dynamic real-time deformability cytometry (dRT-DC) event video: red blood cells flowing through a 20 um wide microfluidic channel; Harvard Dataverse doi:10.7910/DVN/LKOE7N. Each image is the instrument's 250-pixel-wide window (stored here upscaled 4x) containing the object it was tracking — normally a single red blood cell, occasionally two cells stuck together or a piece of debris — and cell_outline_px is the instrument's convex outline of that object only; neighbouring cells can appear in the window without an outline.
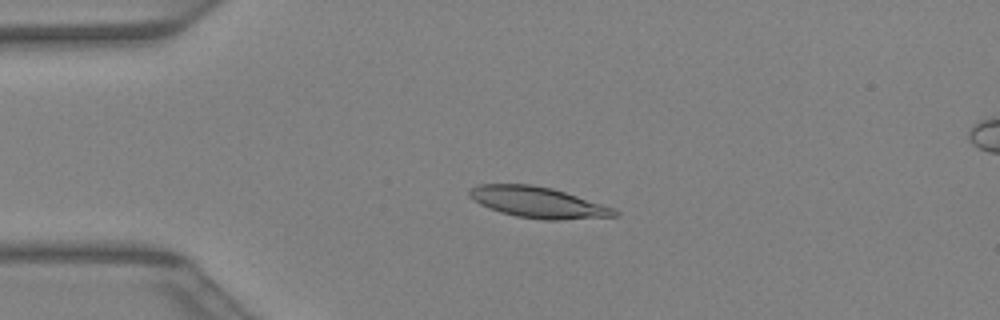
{"species": "Egyptian fruit bat (a non-hibernating species)", "species_latin": "Rousettus aegyptiacus", "temperature_condition": "warm", "stored_images_in_passage": 41, "camera_frame_rate_fps": 3000, "um_per_image_px": 0.085, "animal": {"sex": "female"}, "frame": {"image": 1, "passage_image": 10, "time_ms": 3.0, "image_size_px": [1000, 320], "cell_outline_px": [[620, 216], [560, 220], [544, 220], [516, 216], [500, 212], [480, 204], [472, 200], [468, 196], [468, 188], [476, 184], [532, 184], [552, 188], [612, 208], [620, 212]], "centroid_in_image_um": [45.67, 17.2], "position_along_channel_um": 39.3, "area_um2": 26.18}}
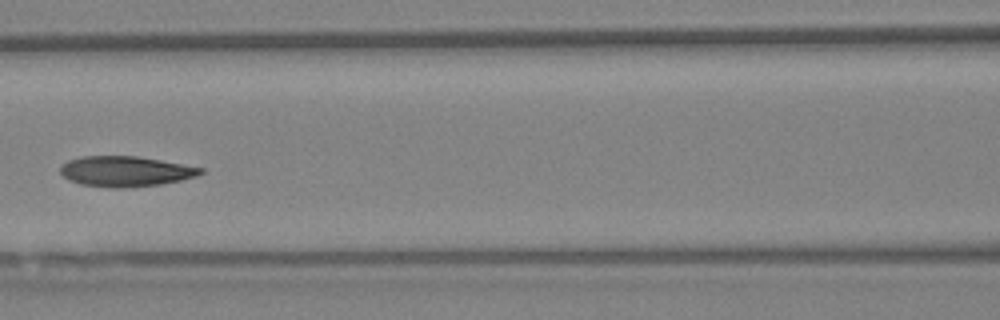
{"frame": {"image": 2, "passage_image": 19, "time_ms": 6.0, "image_size_px": [1000, 320], "cell_outline_px": [[204, 172], [196, 176], [180, 180], [160, 184], [124, 188], [112, 188], [80, 184], [68, 180], [60, 172], [60, 168], [68, 160], [80, 156], [136, 156], [160, 160], [204, 168]], "centroid_in_image_um": [10.65, 14.56], "position_along_channel_um": 156.0, "area_um2": 24.74}}
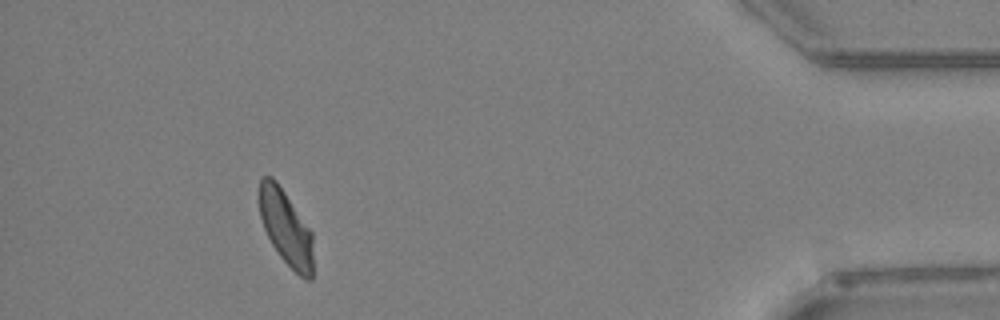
{"frame": {"image": 3, "passage_image": 38, "time_ms": 12.333, "image_size_px": [1000, 320], "cell_outline_px": [[312, 280], [304, 280], [280, 256], [272, 244], [264, 228], [260, 216], [260, 180], [264, 176], [272, 176], [276, 180], [312, 232]], "centroid_in_image_um": [24.31, 19.36], "position_along_channel_um": 410.9, "area_um2": 23.12}}